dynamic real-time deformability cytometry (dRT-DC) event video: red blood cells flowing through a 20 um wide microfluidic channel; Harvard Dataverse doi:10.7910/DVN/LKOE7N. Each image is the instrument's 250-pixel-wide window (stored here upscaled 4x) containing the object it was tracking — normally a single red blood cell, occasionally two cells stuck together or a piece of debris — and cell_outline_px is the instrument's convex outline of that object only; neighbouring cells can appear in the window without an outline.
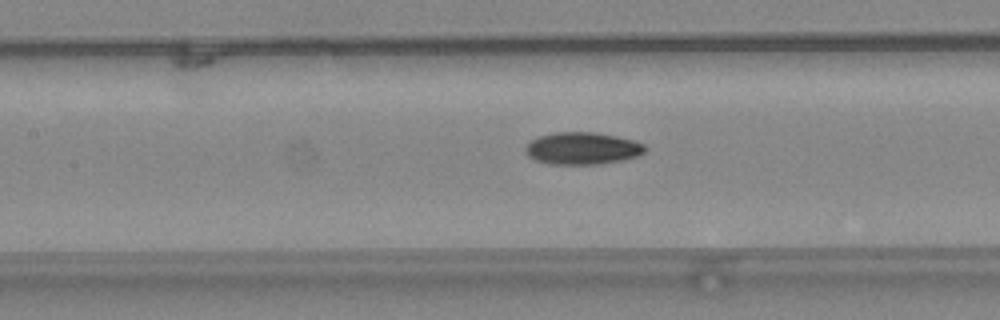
{"species": "common noctule bat (a hibernating species)", "species_latin": "Nyctalus noctula", "temperature_condition": "warm", "stored_images_in_passage": 40, "camera_frame_rate_fps": 3000, "um_per_image_px": 0.085, "animal": {"sex": "female", "body_mass_g": 24.6, "forearm_length_mm": 56.2}, "frame": {"image": 1, "passage_image": 14, "time_ms": 4.333, "image_size_px": [1000, 320], "cell_outline_px": [[648, 148], [640, 156], [624, 160], [600, 164], [548, 164], [536, 160], [528, 156], [524, 148], [532, 140], [540, 136], [556, 132], [592, 132], [616, 136], [632, 140], [644, 144]], "centroid_in_image_um": [49.54, 12.62], "position_along_channel_um": 157.9, "area_um2": 22.48}}
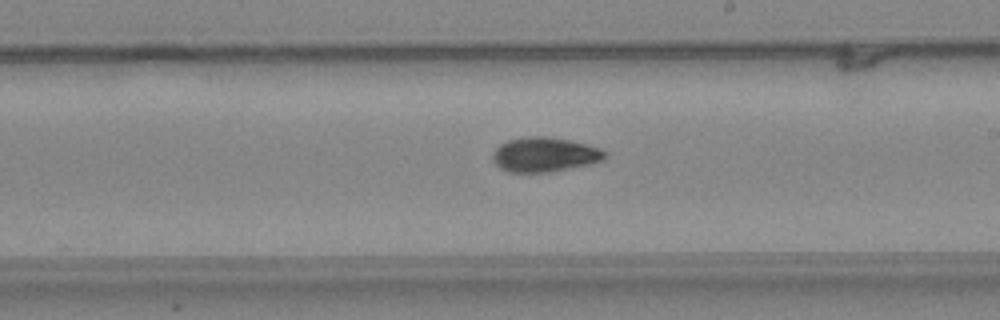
{"frame": {"image": 2, "passage_image": 20, "time_ms": 6.333, "image_size_px": [1000, 320], "cell_outline_px": [[608, 156], [604, 160], [588, 164], [548, 172], [508, 172], [500, 168], [492, 160], [492, 152], [500, 144], [508, 140], [528, 136], [544, 136], [568, 140], [600, 148], [608, 152]], "centroid_in_image_um": [46.28, 13.14], "position_along_channel_um": 242.7, "area_um2": 22.54}}
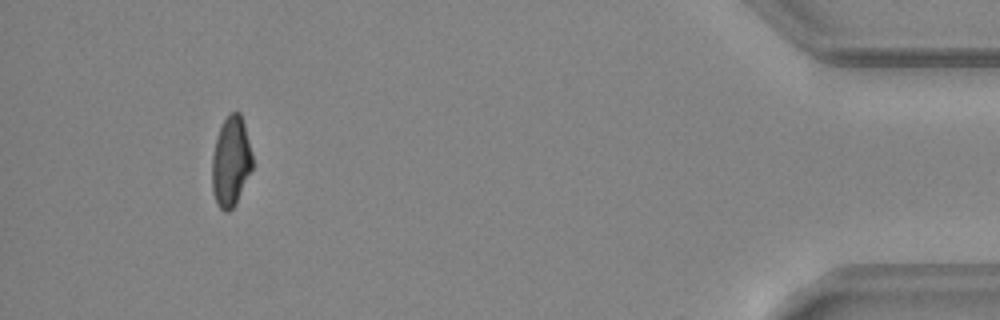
{"frame": {"image": 3, "passage_image": 37, "time_ms": 12.0, "image_size_px": [1000, 320], "cell_outline_px": [[252, 168], [232, 208], [228, 212], [224, 212], [216, 204], [212, 192], [212, 156], [216, 136], [224, 120], [232, 112], [240, 112], [244, 124], [252, 152]], "centroid_in_image_um": [19.6, 13.73], "position_along_channel_um": 415.6, "area_um2": 20.92}, "authors_computed_cell_mechanics": {"area_um2": 21.9062, "velocity_mm_per_s": 4.2444, "shape_relaxation_time_tau1_ms": null, "shape_relaxation_time_tau2_ms": 2.1416, "deformation_change_tau1": null, "deformation_change_tau2": 0.0643}}